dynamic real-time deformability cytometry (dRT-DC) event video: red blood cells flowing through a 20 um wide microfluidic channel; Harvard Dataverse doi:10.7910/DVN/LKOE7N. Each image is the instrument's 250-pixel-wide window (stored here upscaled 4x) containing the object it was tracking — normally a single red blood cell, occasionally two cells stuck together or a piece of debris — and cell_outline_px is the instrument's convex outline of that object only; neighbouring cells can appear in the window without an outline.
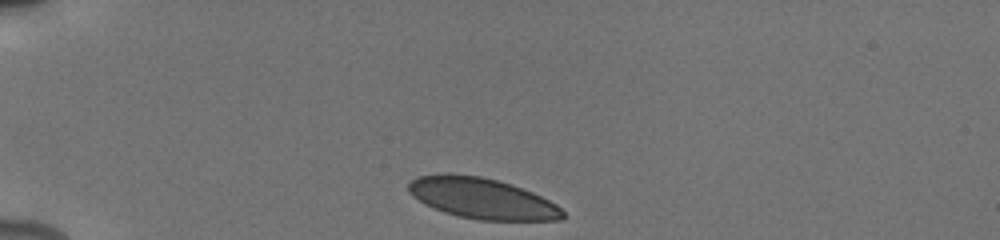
{"species": "human", "species_latin": "Homo sapiens", "temperature_condition": "cold", "stored_images_in_passage": 14, "camera_frame_rate_fps": 3000, "um_per_image_px": 0.085, "donor": {"sex": "male"}, "frame": {"image": 1, "passage_image": 1, "time_ms": 0.0, "image_size_px": [1000, 240], "cell_outline_px": [[564, 216], [560, 220], [476, 220], [444, 212], [424, 204], [412, 196], [408, 192], [408, 184], [416, 176], [480, 176], [512, 184], [532, 192], [556, 204], [564, 212]], "centroid_in_image_um": [41.0, 16.9], "position_along_channel_um": 44.0, "area_um2": 35.84}}
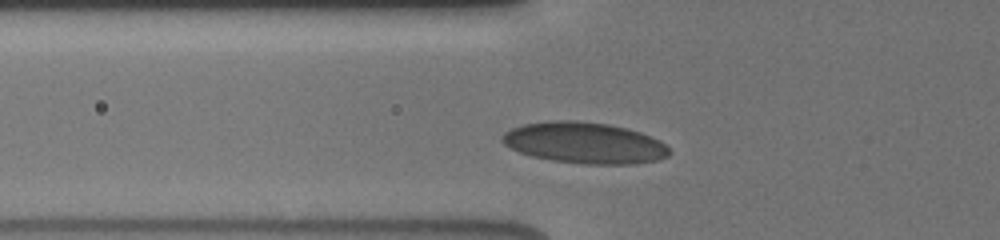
{"frame": {"image": 2, "passage_image": 10, "time_ms": 2.0, "image_size_px": [1000, 240], "cell_outline_px": [[672, 152], [668, 156], [660, 160], [636, 164], [580, 164], [552, 160], [532, 156], [520, 152], [504, 144], [500, 140], [504, 132], [512, 128], [524, 124], [552, 120], [576, 120], [608, 124], [628, 128], [640, 132], [660, 140]], "centroid_in_image_um": [49.71, 12.15], "position_along_channel_um": 76.1, "area_um2": 40.34}}